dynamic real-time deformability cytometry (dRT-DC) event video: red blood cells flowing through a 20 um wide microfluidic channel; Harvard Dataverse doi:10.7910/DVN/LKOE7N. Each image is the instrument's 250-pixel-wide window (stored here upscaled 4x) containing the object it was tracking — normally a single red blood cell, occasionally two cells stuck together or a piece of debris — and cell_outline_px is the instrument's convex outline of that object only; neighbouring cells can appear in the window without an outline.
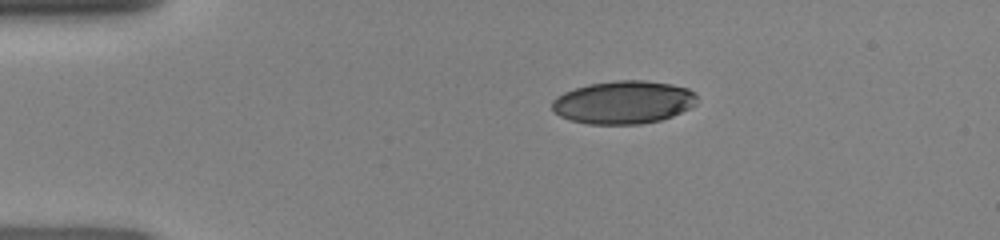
{"species": "human", "species_latin": "Homo sapiens", "temperature_condition": "room temperature", "stored_images_in_passage": 39, "camera_frame_rate_fps": 3000, "um_per_image_px": 0.085, "donor": {"sex": "female"}, "frame": {"image": 1, "passage_image": 1, "time_ms": 0.0, "image_size_px": [1000, 240], "cell_outline_px": [[696, 104], [672, 116], [660, 120], [640, 124], [588, 124], [572, 120], [560, 116], [552, 108], [552, 100], [556, 96], [564, 92], [588, 84], [616, 80], [644, 80], [672, 84], [688, 88], [696, 92]], "centroid_in_image_um": [53.0, 8.68], "position_along_channel_um": 32.0, "area_um2": 36.3}}
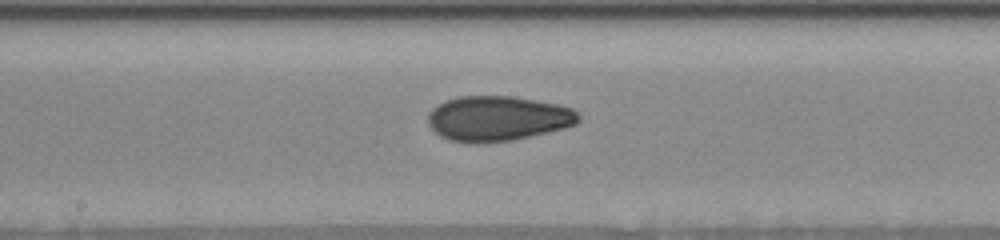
{"frame": {"image": 2, "passage_image": 17, "time_ms": 5.333, "image_size_px": [1000, 240], "cell_outline_px": [[580, 120], [576, 124], [564, 128], [532, 136], [512, 140], [448, 140], [440, 136], [428, 124], [428, 112], [436, 104], [460, 96], [512, 96], [536, 100], [556, 104], [572, 108], [580, 116]], "centroid_in_image_um": [42.33, 10.03], "position_along_channel_um": 205.9, "area_um2": 38.78}}
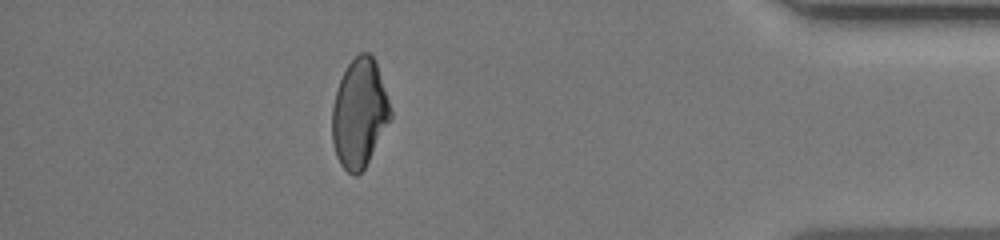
{"frame": {"image": 3, "passage_image": 34, "time_ms": 11.0, "image_size_px": [1000, 240], "cell_outline_px": [[392, 120], [364, 168], [356, 176], [352, 176], [340, 164], [336, 156], [332, 140], [332, 108], [336, 92], [340, 80], [348, 64], [360, 52], [368, 52], [372, 56], [376, 64], [392, 112]], "centroid_in_image_um": [30.55, 9.67], "position_along_channel_um": 404.7, "area_um2": 36.76}}